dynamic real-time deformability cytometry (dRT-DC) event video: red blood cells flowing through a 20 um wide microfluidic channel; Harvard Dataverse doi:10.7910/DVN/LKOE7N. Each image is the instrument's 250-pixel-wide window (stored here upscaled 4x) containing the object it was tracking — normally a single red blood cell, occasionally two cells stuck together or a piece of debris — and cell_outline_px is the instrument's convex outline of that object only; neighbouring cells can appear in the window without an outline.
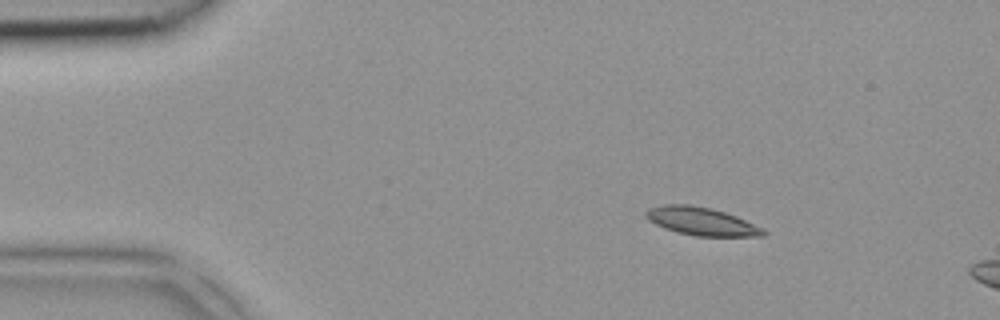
{"species": "common noctule bat (a hibernating species)", "species_latin": "Nyctalus noctula", "temperature_condition": "room temperature", "stored_images_in_passage": 4, "camera_frame_rate_fps": 3000, "um_per_image_px": 0.085, "animal": {"sex": "female", "body_mass_g": 18.4}, "frame": {"image": 1, "passage_image": 1, "time_ms": 0.0, "image_size_px": [1000, 320], "cell_outline_px": [[768, 232], [764, 236], [696, 236], [676, 232], [664, 228], [648, 220], [644, 216], [644, 212], [648, 208], [664, 204], [688, 204], [712, 208], [736, 216], [764, 228]], "centroid_in_image_um": [59.61, 18.81], "position_along_channel_um": 25.4, "area_um2": 19.36}}